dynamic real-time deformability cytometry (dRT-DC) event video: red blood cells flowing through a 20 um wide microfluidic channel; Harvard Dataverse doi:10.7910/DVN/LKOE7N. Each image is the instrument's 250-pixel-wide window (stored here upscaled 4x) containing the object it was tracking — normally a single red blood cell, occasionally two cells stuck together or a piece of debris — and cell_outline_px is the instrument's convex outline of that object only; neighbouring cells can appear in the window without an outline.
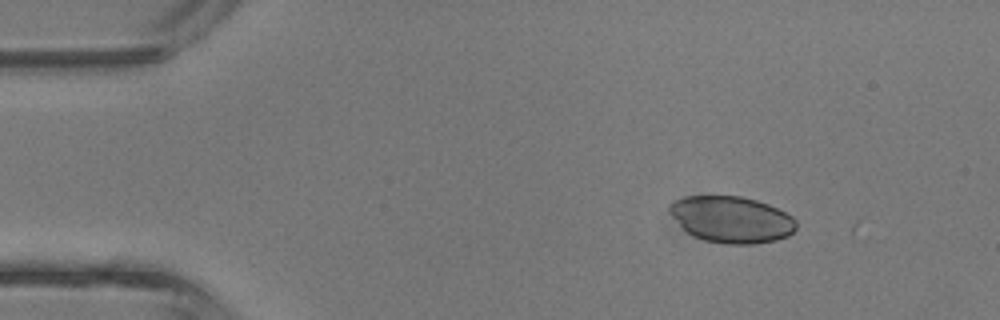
{"species": "common noctule bat (a hibernating species)", "species_latin": "Nyctalus noctula", "temperature_condition": "room temperature", "stored_images_in_passage": 6, "camera_frame_rate_fps": 3000, "um_per_image_px": 0.085, "animal": {"sex": "male", "body_mass_g": 13.3}, "frame": {"image": 1, "passage_image": 4, "time_ms": 1.0, "image_size_px": [1000, 320], "cell_outline_px": [[796, 228], [788, 236], [776, 240], [752, 244], [728, 244], [704, 240], [688, 232], [668, 212], [668, 204], [684, 196], [740, 196], [756, 200], [768, 204], [792, 216], [796, 220]], "centroid_in_image_um": [62.18, 18.65], "position_along_channel_um": 22.8, "area_um2": 34.1}}